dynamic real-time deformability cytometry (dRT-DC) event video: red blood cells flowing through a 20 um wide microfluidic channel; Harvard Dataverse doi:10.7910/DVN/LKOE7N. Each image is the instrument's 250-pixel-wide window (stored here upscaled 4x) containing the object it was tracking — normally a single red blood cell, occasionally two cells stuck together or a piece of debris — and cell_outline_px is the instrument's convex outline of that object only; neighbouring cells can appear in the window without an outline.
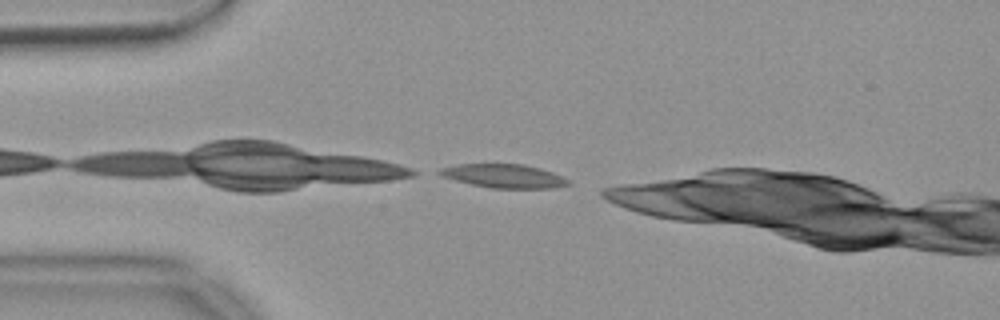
{"species": "common noctule bat (a hibernating species)", "species_latin": "Nyctalus noctula", "temperature_condition": "warm", "stored_images_in_passage": 21, "camera_frame_rate_fps": 3000, "um_per_image_px": 0.085, "animal": {"sex": "female", "body_mass_g": 18.4}, "frame": {"image": 1, "passage_image": 1, "time_ms": 0.0, "image_size_px": [1000, 320], "cell_outline_px": [[572, 184], [552, 188], [492, 188], [472, 184], [440, 176], [432, 172], [440, 168], [460, 164], [524, 164], [540, 168], [552, 172], [568, 180]], "centroid_in_image_um": [42.78, 14.95], "position_along_channel_um": 42.2, "area_um2": 17.74}}
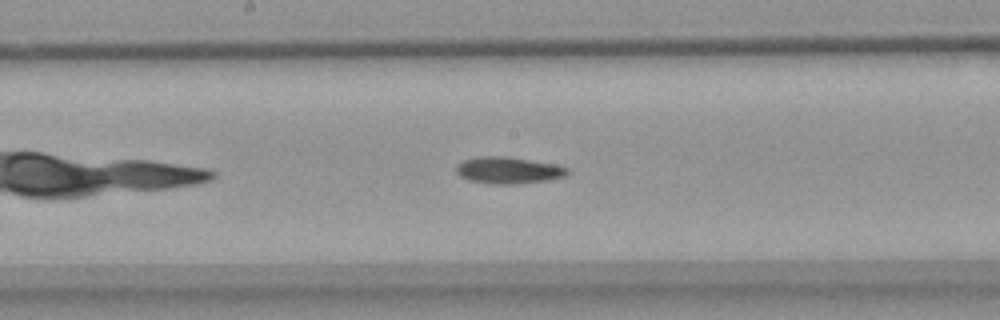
{"frame": {"image": 2, "passage_image": 16, "time_ms": 5.0, "image_size_px": [1000, 320], "cell_outline_px": [[568, 172], [564, 176], [548, 180], [512, 184], [488, 184], [468, 180], [460, 176], [456, 172], [456, 168], [464, 160], [476, 156], [508, 156], [556, 164], [568, 168]], "centroid_in_image_um": [43.19, 14.47], "position_along_channel_um": 205.0, "area_um2": 17.34}}
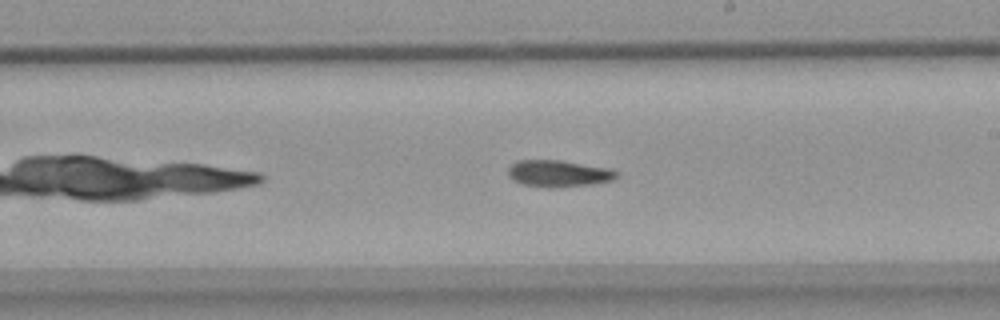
{"frame": {"image": 3, "passage_image": 19, "time_ms": 6.0, "image_size_px": [1000, 320], "cell_outline_px": [[620, 176], [612, 180], [592, 184], [552, 188], [548, 188], [520, 184], [512, 180], [508, 176], [508, 168], [516, 160], [560, 160], [608, 168], [620, 172]], "centroid_in_image_um": [47.46, 14.75], "position_along_channel_um": 241.5, "area_um2": 17.11}}